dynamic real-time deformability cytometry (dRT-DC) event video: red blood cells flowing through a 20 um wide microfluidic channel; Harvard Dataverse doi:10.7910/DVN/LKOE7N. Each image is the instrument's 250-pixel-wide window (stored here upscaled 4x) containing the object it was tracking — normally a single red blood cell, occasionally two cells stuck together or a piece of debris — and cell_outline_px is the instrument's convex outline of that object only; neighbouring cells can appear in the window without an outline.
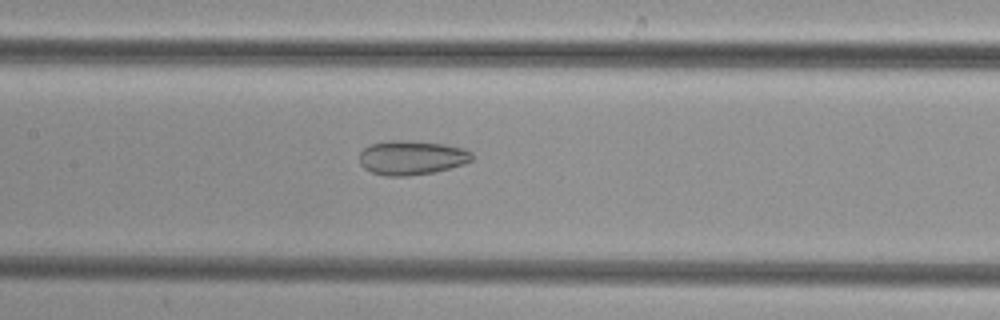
{"species": "common noctule bat (a hibernating species)", "species_latin": "Nyctalus noctula", "temperature_condition": "cold", "stored_images_in_passage": 35, "camera_frame_rate_fps": 3000, "um_per_image_px": 0.085, "animal": {"sex": "female", "body_mass_g": 29.2, "forearm_length_mm": 56.3}, "frame": {"image": 1, "passage_image": 8, "time_ms": 2.333, "image_size_px": [1000, 320], "cell_outline_px": [[472, 160], [464, 164], [436, 172], [408, 176], [384, 176], [372, 172], [364, 168], [360, 164], [360, 152], [364, 148], [372, 144], [388, 140], [400, 140], [444, 144], [464, 148], [472, 152]], "centroid_in_image_um": [34.99, 13.41], "position_along_channel_um": 172.4, "area_um2": 22.54}}
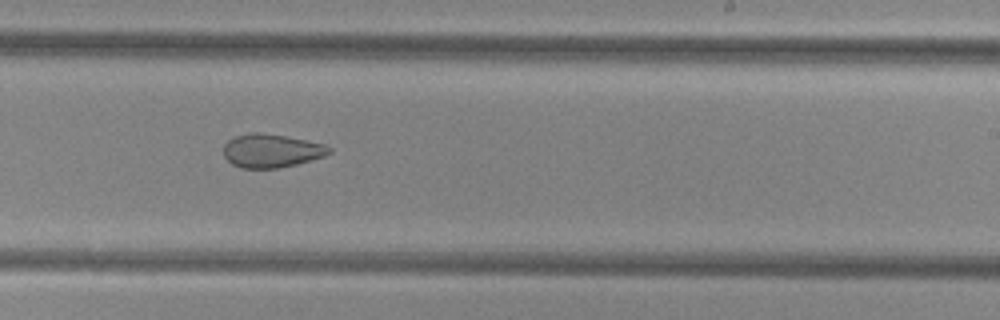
{"frame": {"image": 2, "passage_image": 15, "time_ms": 4.667, "image_size_px": [1000, 320], "cell_outline_px": [[332, 152], [324, 156], [312, 160], [296, 164], [276, 168], [240, 168], [232, 164], [224, 156], [224, 144], [228, 140], [236, 136], [248, 132], [260, 132], [284, 136], [324, 144], [332, 148]], "centroid_in_image_um": [23.06, 12.81], "position_along_channel_um": 265.9, "area_um2": 20.58}}
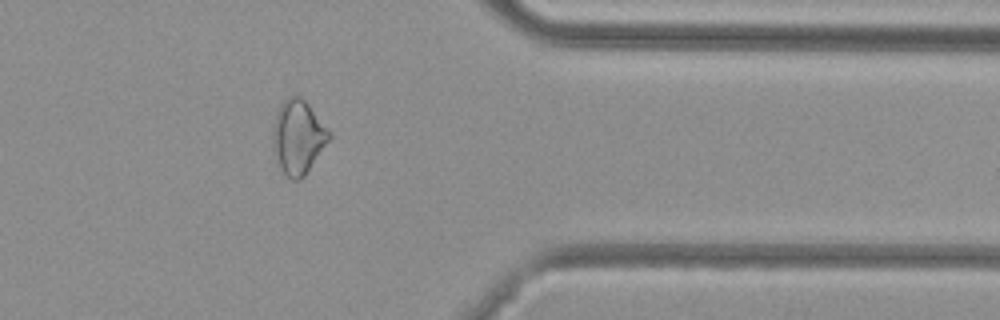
{"frame": {"image": 3, "passage_image": 25, "time_ms": 8.0, "image_size_px": [1000, 320], "cell_outline_px": [[332, 136], [304, 176], [300, 180], [292, 180], [280, 168], [276, 156], [272, 136], [272, 128], [276, 112], [280, 104], [288, 96], [300, 96], [308, 104], [332, 132]], "centroid_in_image_um": [25.34, 11.62], "position_along_channel_um": 386.1, "area_um2": 24.16}}